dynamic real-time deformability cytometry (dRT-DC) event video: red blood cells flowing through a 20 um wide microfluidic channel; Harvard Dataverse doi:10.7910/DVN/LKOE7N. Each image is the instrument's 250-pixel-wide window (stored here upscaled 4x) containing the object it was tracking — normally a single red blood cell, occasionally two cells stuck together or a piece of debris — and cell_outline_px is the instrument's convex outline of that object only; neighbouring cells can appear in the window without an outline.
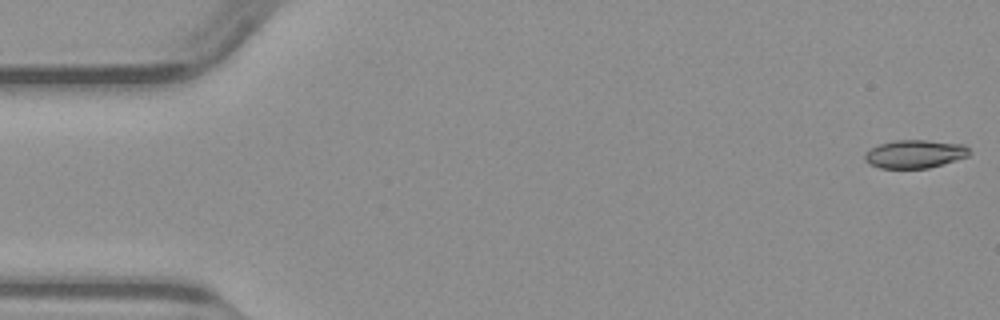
{"species": "common noctule bat (a hibernating species)", "species_latin": "Nyctalus noctula", "temperature_condition": "warm", "stored_images_in_passage": 50, "camera_frame_rate_fps": 3000, "um_per_image_px": 0.085, "animal": {"sex": "male", "body_mass_g": 23.1, "forearm_length_mm": 52.7}, "frame": {"image": 1, "passage_image": 1, "time_ms": 0.0, "image_size_px": [1000, 320], "cell_outline_px": [[972, 152], [968, 156], [928, 168], [880, 168], [868, 164], [864, 160], [864, 152], [880, 144], [896, 140], [928, 140], [964, 144]], "centroid_in_image_um": [77.75, 13.08], "position_along_channel_um": 7.3, "area_um2": 17.22}}
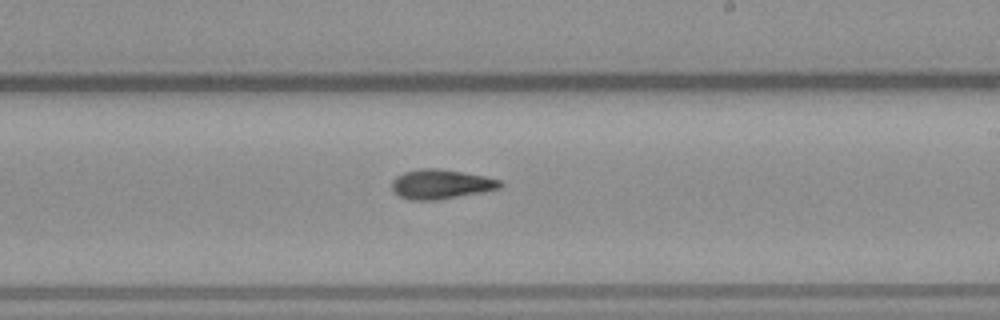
{"frame": {"image": 2, "passage_image": 29, "time_ms": 9.333, "image_size_px": [1000, 320], "cell_outline_px": [[504, 184], [500, 188], [480, 192], [436, 200], [412, 200], [400, 196], [392, 192], [392, 180], [396, 176], [404, 172], [420, 168], [436, 168], [484, 176], [500, 180]], "centroid_in_image_um": [37.44, 15.65], "position_along_channel_um": 251.6, "area_um2": 18.44}}
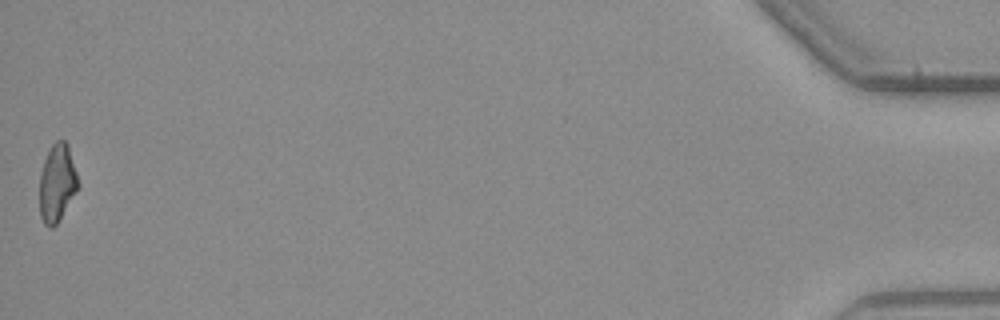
{"frame": {"image": 3, "passage_image": 50, "time_ms": 16.333, "image_size_px": [1000, 320], "cell_outline_px": [[80, 184], [76, 192], [56, 224], [52, 228], [48, 228], [44, 224], [40, 216], [40, 176], [44, 160], [52, 144], [56, 140], [64, 140], [68, 144]], "centroid_in_image_um": [4.86, 15.55], "position_along_channel_um": 430.3, "area_um2": 17.34}}